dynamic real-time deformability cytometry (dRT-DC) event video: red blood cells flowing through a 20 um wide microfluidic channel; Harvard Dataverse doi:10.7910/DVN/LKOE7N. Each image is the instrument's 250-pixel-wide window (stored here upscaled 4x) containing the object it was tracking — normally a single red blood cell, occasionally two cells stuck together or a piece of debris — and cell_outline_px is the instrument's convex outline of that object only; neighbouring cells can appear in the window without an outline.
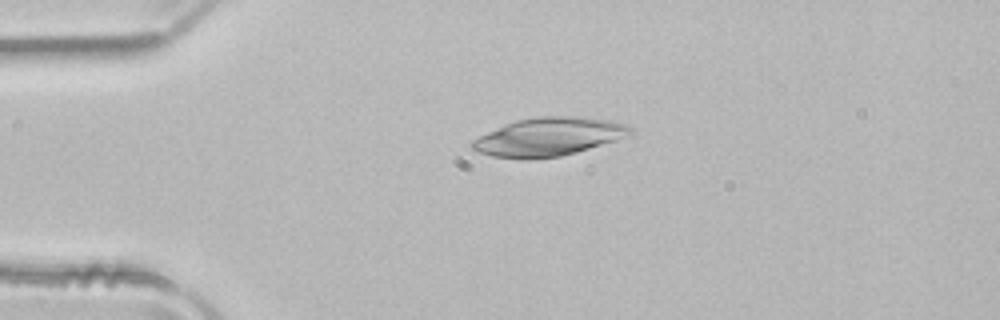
{"species": "common noctule bat (a hibernating species)", "species_latin": "Nyctalus noctula", "temperature_condition": "room temperature", "stored_images_in_passage": 40, "camera_frame_rate_fps": 3000, "um_per_image_px": 0.085, "animal": {"sex": "male", "body_mass_g": 21.5, "forearm_length_mm": 52.0}, "frame": {"image": 1, "passage_image": 1, "time_ms": 0.0, "image_size_px": [1000, 320], "cell_outline_px": [[632, 132], [616, 140], [576, 152], [560, 156], [528, 160], [520, 160], [492, 156], [480, 152], [472, 148], [468, 144], [472, 140], [488, 132], [516, 120], [536, 116], [580, 116], [612, 120], [628, 124], [632, 128]], "centroid_in_image_um": [46.63, 11.63], "position_along_channel_um": 38.4, "area_um2": 35.43}}
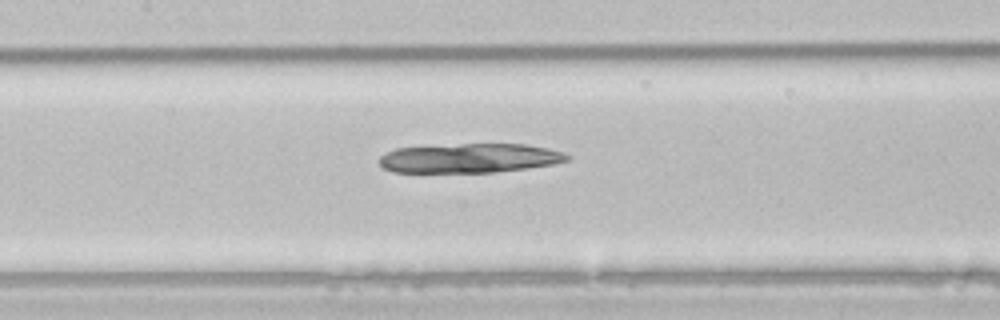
{"frame": {"image": 2, "passage_image": 13, "time_ms": 4.0, "image_size_px": [1000, 320], "cell_outline_px": [[572, 156], [568, 160], [552, 164], [524, 168], [492, 172], [392, 172], [384, 168], [380, 164], [380, 156], [396, 148], [460, 144], [528, 144], [548, 148], [564, 152]], "centroid_in_image_um": [39.94, 13.43], "position_along_channel_um": 167.5, "area_um2": 31.91}}
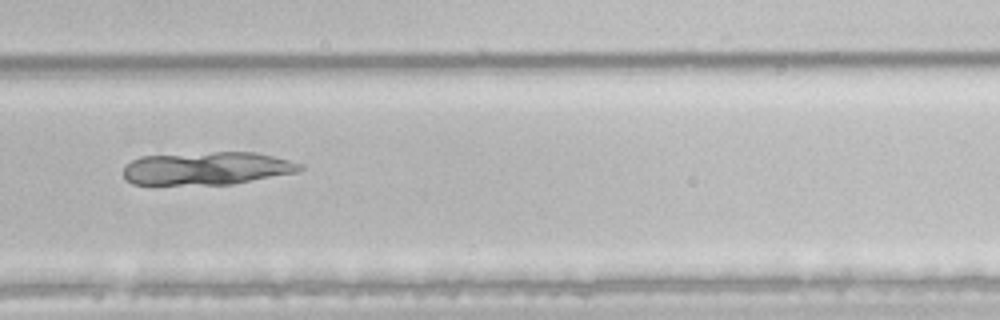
{"frame": {"image": 3, "passage_image": 24, "time_ms": 7.667, "image_size_px": [1000, 320], "cell_outline_px": [[304, 168], [300, 172], [232, 184], [132, 184], [124, 176], [124, 168], [132, 160], [140, 156], [212, 152], [256, 152], [304, 164]], "centroid_in_image_um": [17.65, 14.3], "position_along_channel_um": 312.2, "area_um2": 33.87}}